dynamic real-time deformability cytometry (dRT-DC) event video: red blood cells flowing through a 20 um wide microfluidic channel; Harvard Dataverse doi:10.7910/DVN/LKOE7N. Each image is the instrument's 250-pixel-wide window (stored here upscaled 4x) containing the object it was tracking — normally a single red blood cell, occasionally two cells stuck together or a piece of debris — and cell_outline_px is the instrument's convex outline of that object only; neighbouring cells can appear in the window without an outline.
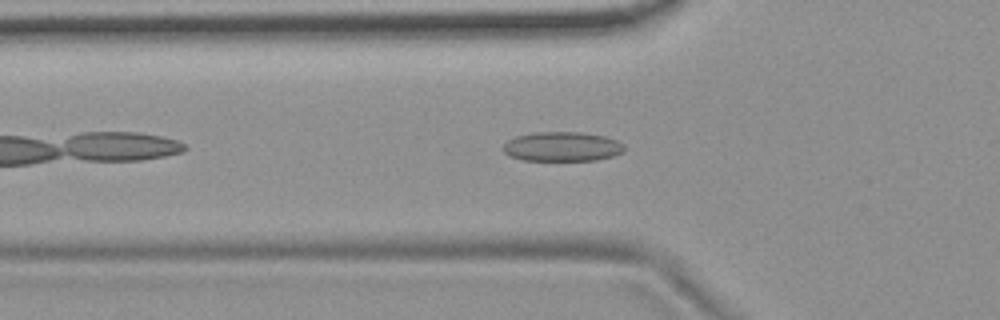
{"species": "common noctule bat (a hibernating species)", "species_latin": "Nyctalus noctula", "temperature_condition": "room temperature", "stored_images_in_passage": 41, "camera_frame_rate_fps": 3000, "um_per_image_px": 0.085, "animal": {"sex": "female", "body_mass_g": 19.9}, "frame": {"image": 1, "passage_image": 5, "time_ms": 1.333, "image_size_px": [1000, 320], "cell_outline_px": [[624, 152], [612, 156], [596, 160], [524, 160], [508, 156], [504, 152], [504, 144], [508, 140], [516, 136], [532, 132], [580, 132], [604, 136], [616, 140], [624, 144]], "centroid_in_image_um": [47.78, 12.46], "position_along_channel_um": 78.0, "area_um2": 20.81}}
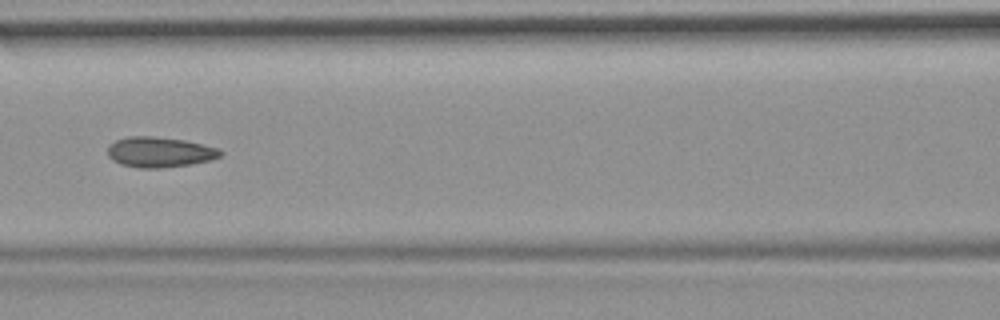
{"frame": {"image": 2, "passage_image": 11, "time_ms": 3.333, "image_size_px": [1000, 320], "cell_outline_px": [[224, 152], [220, 156], [208, 160], [188, 164], [160, 168], [140, 168], [120, 164], [112, 160], [108, 156], [108, 144], [116, 140], [128, 136], [152, 136], [184, 140], [220, 148]], "centroid_in_image_um": [13.54, 12.92], "position_along_channel_um": 153.1, "area_um2": 19.88}}
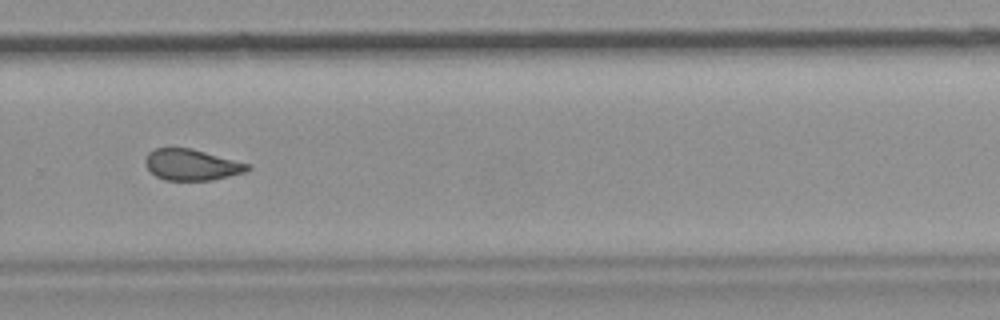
{"frame": {"image": 3, "passage_image": 24, "time_ms": 7.667, "image_size_px": [1000, 320], "cell_outline_px": [[252, 168], [244, 172], [212, 180], [164, 180], [156, 176], [144, 164], [144, 160], [148, 152], [156, 148], [192, 148], [252, 164]], "centroid_in_image_um": [16.31, 13.99], "position_along_channel_um": 313.5, "area_um2": 18.67}, "authors_computed_cell_mechanics": {"area_um2": 19.4208, "velocity_mm_per_s": 3.718, "shape_relaxation_time_tau1_ms": null, "shape_relaxation_time_tau2_ms": 2.0736, "deformation_change_tau1": null, "deformation_change_tau2": 0.082}}